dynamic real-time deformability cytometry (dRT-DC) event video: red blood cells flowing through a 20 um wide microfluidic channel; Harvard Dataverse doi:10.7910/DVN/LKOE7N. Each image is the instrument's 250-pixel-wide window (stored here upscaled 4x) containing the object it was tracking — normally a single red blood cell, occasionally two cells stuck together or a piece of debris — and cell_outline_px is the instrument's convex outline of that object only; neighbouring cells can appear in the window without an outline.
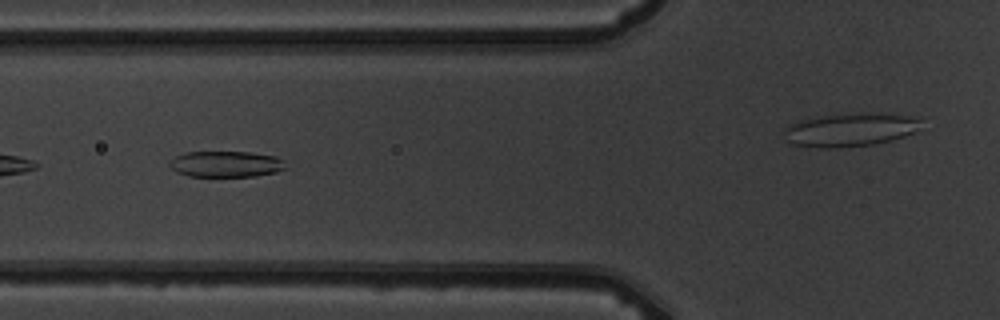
{"species": "common noctule bat (a hibernating species)", "species_latin": "Nyctalus noctula", "temperature_condition": "warm", "stored_images_in_passage": 9, "camera_frame_rate_fps": 3000, "um_per_image_px": 0.085, "animal": {"sex": "male", "body_mass_g": 19.5, "forearm_length_mm": 54.6}, "frame": {"image": 1, "passage_image": 6, "time_ms": 6.667, "image_size_px": [1000, 320], "cell_outline_px": [[288, 168], [276, 172], [256, 176], [188, 176], [176, 172], [168, 164], [176, 156], [184, 152], [248, 152], [276, 156], [284, 160]], "centroid_in_image_um": [19.25, 13.95], "position_along_channel_um": 106.6, "area_um2": 17.69}}
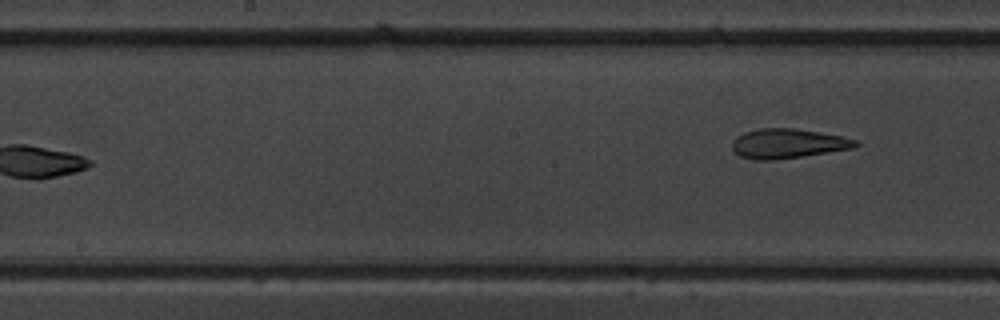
{"frame": {"image": 2, "passage_image": 9, "time_ms": 10.333, "image_size_px": [1000, 320], "cell_outline_px": [[860, 144], [856, 148], [804, 156], [772, 160], [752, 160], [740, 156], [732, 148], [732, 140], [736, 136], [744, 132], [760, 128], [796, 128], [840, 136], [856, 140]], "centroid_in_image_um": [66.96, 12.2], "position_along_channel_um": 181.2, "area_um2": 21.39}}